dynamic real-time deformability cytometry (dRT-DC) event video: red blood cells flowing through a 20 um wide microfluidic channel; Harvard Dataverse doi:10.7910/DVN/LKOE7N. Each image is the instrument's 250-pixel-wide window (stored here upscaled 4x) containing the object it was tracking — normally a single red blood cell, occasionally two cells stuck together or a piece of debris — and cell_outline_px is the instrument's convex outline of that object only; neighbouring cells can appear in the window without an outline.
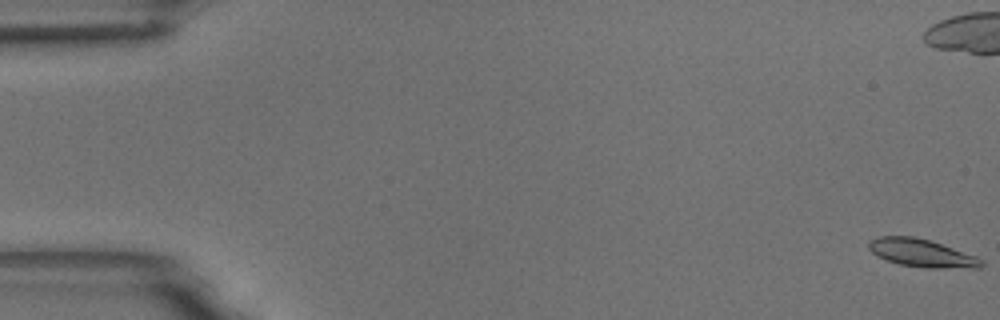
{"species": "common noctule bat (a hibernating species)", "species_latin": "Nyctalus noctula", "temperature_condition": "room temperature", "stored_images_in_passage": 61, "camera_frame_rate_fps": 3000, "um_per_image_px": 0.085, "animal": {"sex": "male", "body_mass_g": 18.8}, "frame": {"image": 1, "passage_image": 1, "time_ms": 0.0, "image_size_px": [1000, 320], "cell_outline_px": [[984, 264], [980, 268], [928, 268], [900, 264], [876, 256], [868, 248], [868, 240], [880, 236], [912, 236], [932, 240], [976, 256], [984, 260]], "centroid_in_image_um": [78.36, 21.5], "position_along_channel_um": 6.6, "area_um2": 18.5}, "authors_computed_cell_mechanics": {"area_um2": 18.2648, "velocity_mm_per_s": 3.4358, "shape_relaxation_time_tau1_ms": 10.8698, "shape_relaxation_time_tau2_ms": null, "deformation_change_tau1": 0.2155, "deformation_change_tau2": null}}